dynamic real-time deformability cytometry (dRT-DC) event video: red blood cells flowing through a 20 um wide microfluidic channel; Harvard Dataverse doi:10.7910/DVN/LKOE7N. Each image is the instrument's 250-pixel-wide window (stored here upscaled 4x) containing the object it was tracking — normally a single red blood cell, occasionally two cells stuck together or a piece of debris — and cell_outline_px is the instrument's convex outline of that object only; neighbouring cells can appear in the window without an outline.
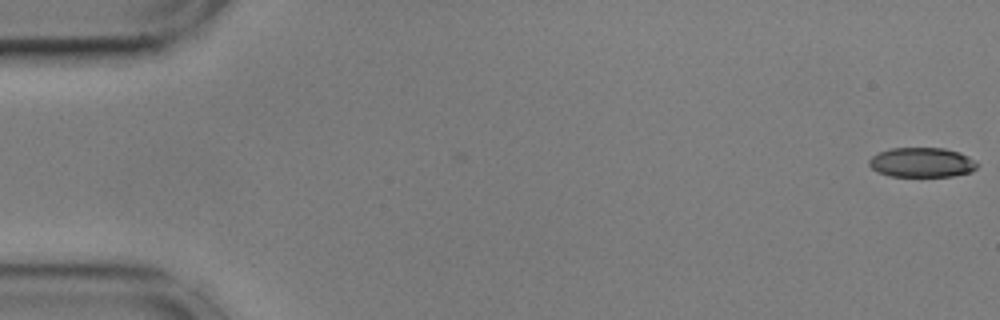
{"species": "common noctule bat (a hibernating species)", "species_latin": "Nyctalus noctula", "temperature_condition": "cold", "stored_images_in_passage": 46, "camera_frame_rate_fps": 3000, "um_per_image_px": 0.085, "animal": {"sex": "male", "body_mass_g": 17.9, "forearm_length_mm": 54.2}, "frame": {"image": 1, "passage_image": 1, "time_ms": 0.0, "image_size_px": [1000, 320], "cell_outline_px": [[980, 164], [972, 172], [952, 176], [888, 176], [876, 172], [868, 164], [868, 160], [872, 156], [880, 152], [892, 148], [944, 148], [960, 152], [968, 156]], "centroid_in_image_um": [78.37, 13.81], "position_along_channel_um": 6.6, "area_um2": 18.84}}
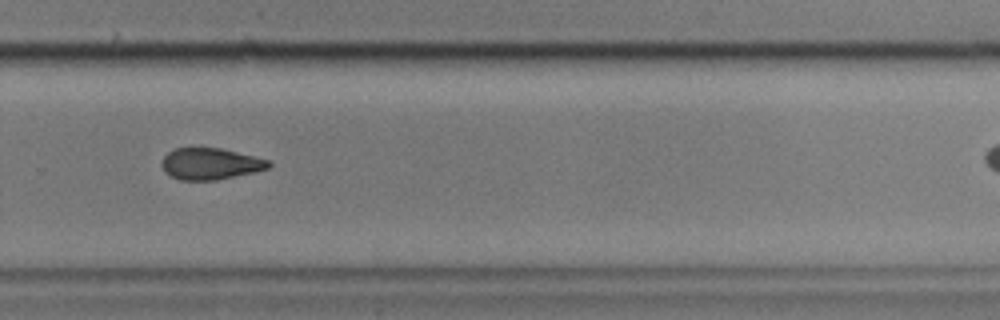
{"frame": {"image": 2, "passage_image": 38, "time_ms": 12.333, "image_size_px": [1000, 320], "cell_outline_px": [[272, 164], [268, 168], [252, 172], [216, 180], [180, 180], [164, 172], [160, 164], [164, 156], [172, 148], [220, 148], [268, 160]], "centroid_in_image_um": [17.81, 13.92], "position_along_channel_um": 312.0, "area_um2": 19.42}}
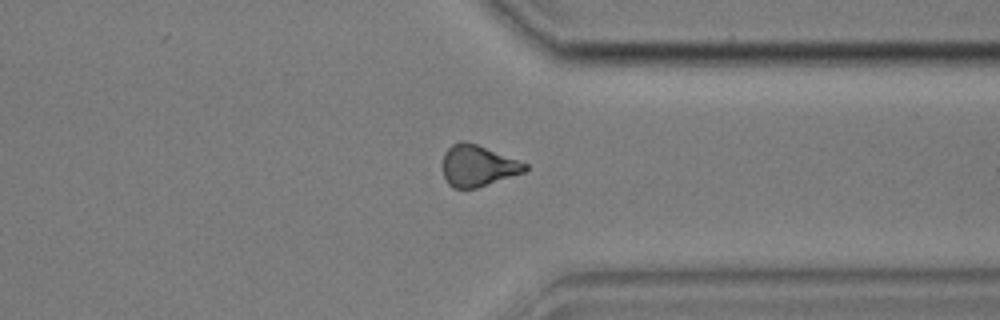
{"frame": {"image": 3, "passage_image": 43, "time_ms": 14.0, "image_size_px": [1000, 320], "cell_outline_px": [[528, 168], [524, 172], [476, 188], [452, 188], [448, 184], [444, 176], [444, 152], [452, 144], [460, 140], [464, 140], [476, 144], [528, 164]], "centroid_in_image_um": [40.6, 14.09], "position_along_channel_um": 370.8, "area_um2": 19.54}}